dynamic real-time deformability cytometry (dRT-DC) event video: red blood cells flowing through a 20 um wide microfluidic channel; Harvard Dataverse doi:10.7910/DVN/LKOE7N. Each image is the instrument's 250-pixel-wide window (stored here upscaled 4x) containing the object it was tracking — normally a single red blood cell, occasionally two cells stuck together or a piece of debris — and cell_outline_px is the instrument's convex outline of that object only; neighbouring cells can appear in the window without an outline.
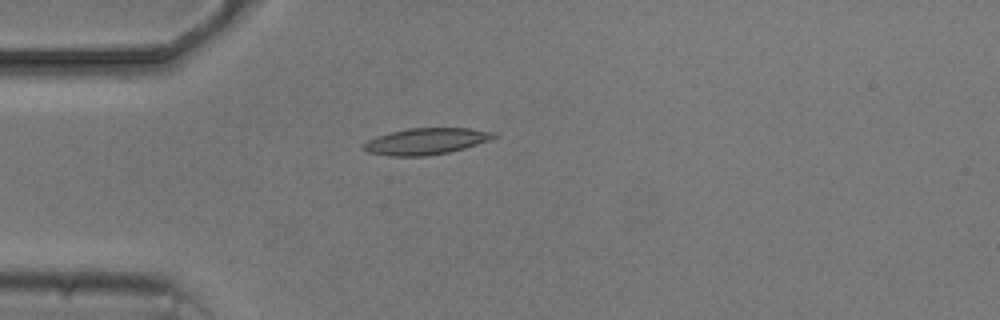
{"species": "common noctule bat (a hibernating species)", "species_latin": "Nyctalus noctula", "temperature_condition": "cold", "stored_images_in_passage": 5, "camera_frame_rate_fps": 3000, "um_per_image_px": 0.085, "animal": {"sex": "male", "body_mass_g": 20.5, "forearm_length_mm": 52.5}, "frame": {"image": 1, "passage_image": 4, "time_ms": 4.333, "image_size_px": [1000, 320], "cell_outline_px": [[500, 136], [464, 148], [448, 152], [424, 156], [388, 156], [368, 152], [360, 148], [360, 144], [376, 136], [408, 128], [468, 128], [496, 132]], "centroid_in_image_um": [36.17, 12.01], "position_along_channel_um": 48.8, "area_um2": 20.11}}